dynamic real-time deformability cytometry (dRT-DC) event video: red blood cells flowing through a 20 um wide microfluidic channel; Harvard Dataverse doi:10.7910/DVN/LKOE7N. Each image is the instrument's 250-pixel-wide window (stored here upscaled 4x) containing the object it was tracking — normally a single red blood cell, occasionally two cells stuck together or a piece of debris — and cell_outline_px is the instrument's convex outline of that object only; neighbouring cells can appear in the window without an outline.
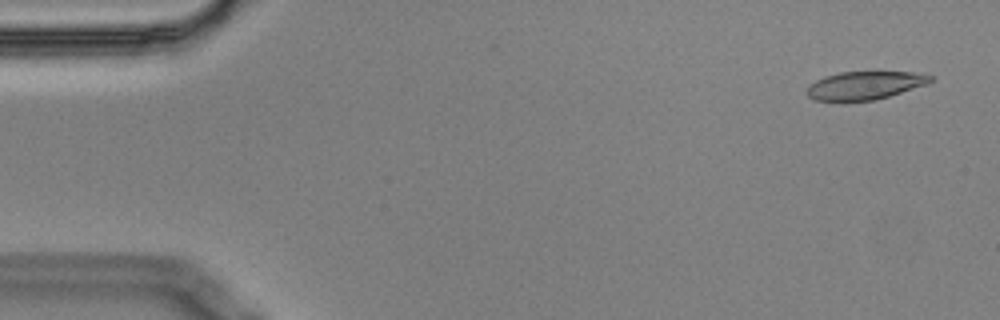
{"species": "Egyptian fruit bat (a non-hibernating species)", "species_latin": "Rousettus aegyptiacus", "temperature_condition": "cold", "stored_images_in_passage": 6, "camera_frame_rate_fps": 3000, "um_per_image_px": 0.085, "animal": {"sex": "male"}, "frame": {"image": 1, "passage_image": 1, "time_ms": 0.0, "image_size_px": [1000, 320], "cell_outline_px": [[932, 80], [928, 84], [888, 96], [872, 100], [844, 104], [812, 100], [808, 96], [808, 88], [816, 80], [824, 76], [840, 72], [912, 72], [932, 76]], "centroid_in_image_um": [73.44, 7.3], "position_along_channel_um": 11.6, "area_um2": 20.69}}
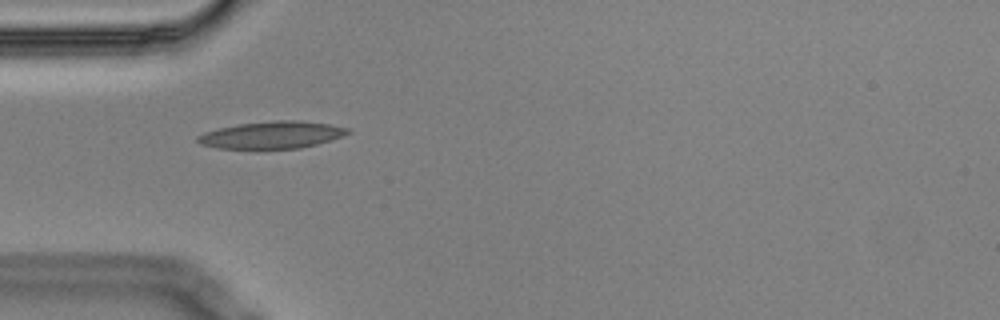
{"frame": {"image": 2, "passage_image": 5, "time_ms": 1.333, "image_size_px": [1000, 320], "cell_outline_px": [[352, 132], [316, 144], [300, 148], [256, 152], [220, 148], [200, 144], [196, 140], [196, 136], [204, 132], [220, 128], [240, 124], [272, 120], [300, 120], [328, 124], [348, 128]], "centroid_in_image_um": [23.04, 11.51], "position_along_channel_um": 62.0, "area_um2": 24.57}}
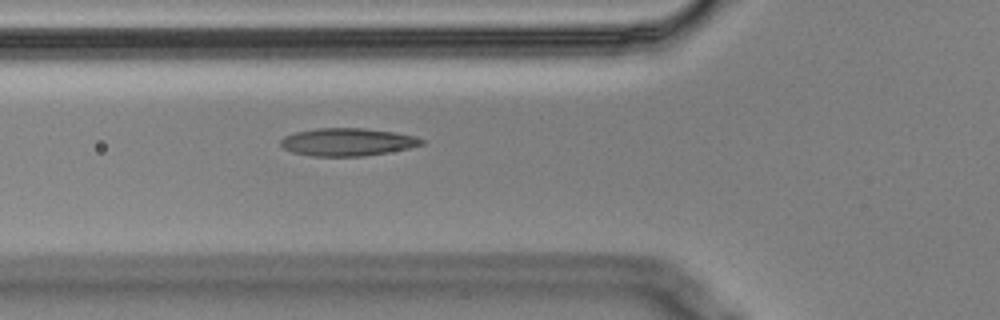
{"frame": {"image": 3, "passage_image": 6, "time_ms": 1.667, "image_size_px": [1000, 320], "cell_outline_px": [[424, 144], [408, 148], [388, 152], [364, 156], [312, 156], [292, 152], [284, 148], [280, 144], [280, 140], [284, 136], [296, 132], [316, 128], [364, 128], [392, 132], [416, 136], [424, 140]], "centroid_in_image_um": [29.52, 12.07], "position_along_channel_um": 96.3, "area_um2": 22.72}}